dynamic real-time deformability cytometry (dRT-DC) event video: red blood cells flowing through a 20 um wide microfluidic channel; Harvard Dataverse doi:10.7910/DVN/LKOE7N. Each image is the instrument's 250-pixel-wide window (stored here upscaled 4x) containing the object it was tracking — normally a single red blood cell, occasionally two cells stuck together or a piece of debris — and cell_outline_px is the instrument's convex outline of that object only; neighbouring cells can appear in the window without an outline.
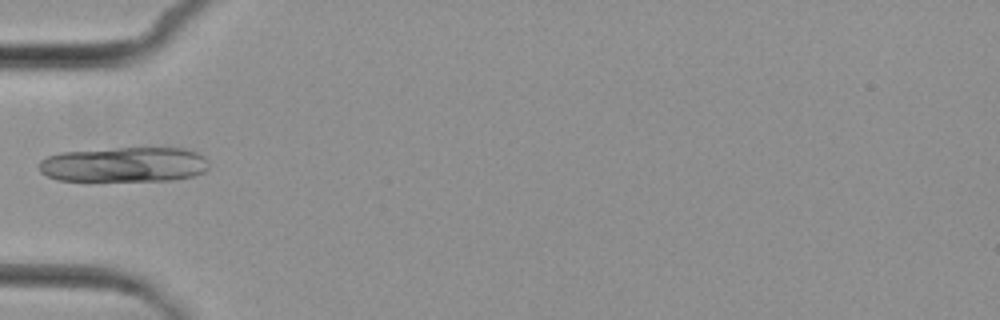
{"species": "common noctule bat (a hibernating species)", "species_latin": "Nyctalus noctula", "temperature_condition": "cold", "stored_images_in_passage": 4, "camera_frame_rate_fps": 3000, "um_per_image_px": 0.085, "animal": {"sex": "female", "body_mass_g": 29.2, "forearm_length_mm": 56.3}, "frame": {"image": 1, "passage_image": 4, "time_ms": 4.333, "image_size_px": [1000, 320], "cell_outline_px": [[208, 168], [204, 172], [196, 176], [172, 180], [56, 180], [40, 172], [40, 160], [48, 156], [60, 152], [116, 148], [184, 148], [196, 152], [204, 156], [208, 160]], "centroid_in_image_um": [10.59, 13.98], "position_along_channel_um": 74.4, "area_um2": 34.68}}